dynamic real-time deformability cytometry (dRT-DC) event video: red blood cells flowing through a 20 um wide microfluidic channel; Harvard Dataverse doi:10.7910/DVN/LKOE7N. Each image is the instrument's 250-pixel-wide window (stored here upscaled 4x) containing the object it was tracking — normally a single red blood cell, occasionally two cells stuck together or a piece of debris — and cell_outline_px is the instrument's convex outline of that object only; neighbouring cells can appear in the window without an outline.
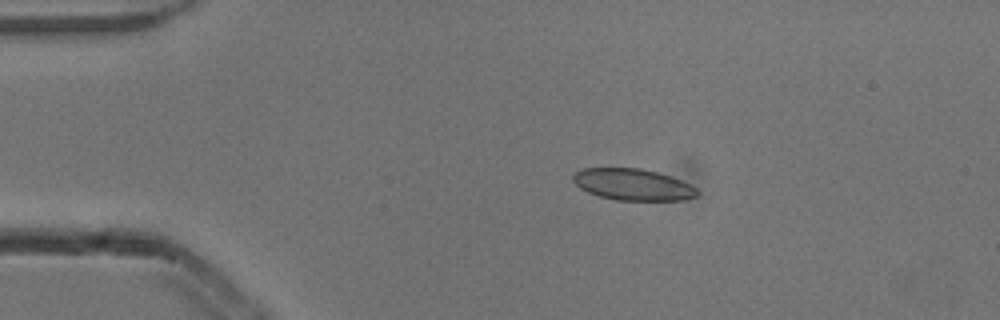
{"species": "common noctule bat (a hibernating species)", "species_latin": "Nyctalus noctula", "temperature_condition": "cold", "stored_images_in_passage": 4, "camera_frame_rate_fps": 3000, "um_per_image_px": 0.085, "animal": {"sex": "male", "body_mass_g": 13.3}, "frame": {"image": 1, "passage_image": 2, "time_ms": 0.333, "image_size_px": [1000, 320], "cell_outline_px": [[700, 192], [696, 196], [684, 200], [616, 200], [600, 196], [588, 192], [580, 188], [572, 180], [572, 176], [576, 172], [584, 168], [640, 168], [672, 176], [696, 188]], "centroid_in_image_um": [53.79, 15.68], "position_along_channel_um": 31.2, "area_um2": 22.72}}
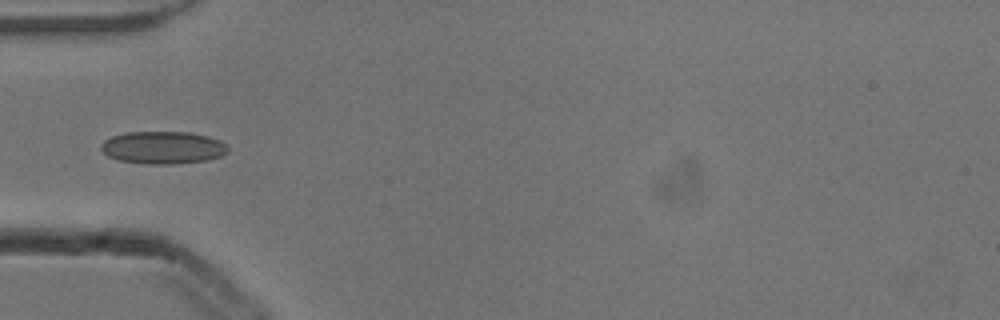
{"frame": {"image": 2, "passage_image": 4, "time_ms": 1.0, "image_size_px": [1000, 320], "cell_outline_px": [[228, 152], [220, 156], [208, 160], [172, 164], [148, 164], [120, 160], [108, 156], [100, 148], [100, 144], [104, 140], [112, 136], [124, 132], [188, 132], [208, 136], [220, 140], [228, 148]], "centroid_in_image_um": [13.84, 12.54], "position_along_channel_um": 71.2, "area_um2": 24.04}}